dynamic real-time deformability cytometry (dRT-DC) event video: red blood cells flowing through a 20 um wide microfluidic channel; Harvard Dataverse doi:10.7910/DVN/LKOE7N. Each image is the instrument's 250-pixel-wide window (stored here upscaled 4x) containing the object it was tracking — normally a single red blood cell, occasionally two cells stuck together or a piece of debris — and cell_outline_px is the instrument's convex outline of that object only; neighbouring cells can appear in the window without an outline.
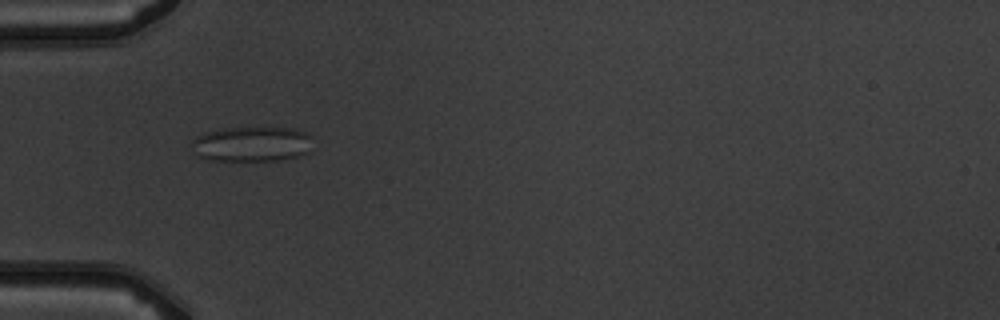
{"species": "common noctule bat (a hibernating species)", "species_latin": "Nyctalus noctula", "temperature_condition": "warm", "stored_images_in_passage": 4, "camera_frame_rate_fps": 3000, "um_per_image_px": 0.085, "animal": {"sex": "male", "body_mass_g": 19.5, "forearm_length_mm": 54.6}, "frame": {"image": 1, "passage_image": 1, "time_ms": 0.0, "image_size_px": [1000, 320], "cell_outline_px": [[312, 136], [308, 152], [296, 156], [276, 160], [208, 160], [196, 156], [192, 144], [192, 140], [196, 136], [204, 132], [224, 128], [296, 128], [308, 132]], "centroid_in_image_um": [21.38, 12.23], "position_along_channel_um": 63.6, "area_um2": 24.74}}
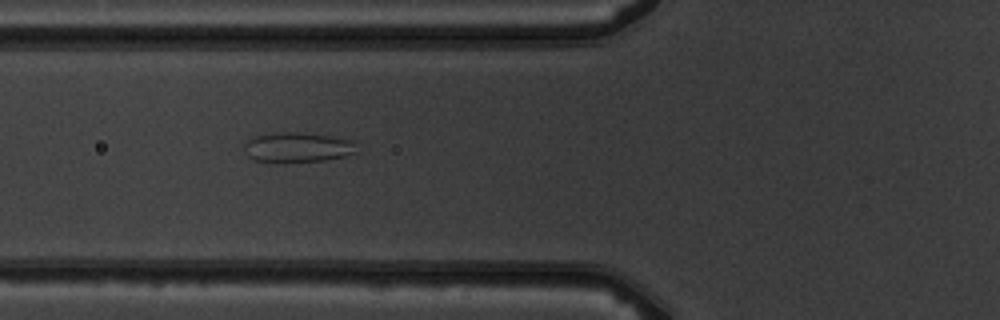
{"frame": {"image": 2, "passage_image": 2, "time_ms": 1.0, "image_size_px": [1000, 320], "cell_outline_px": [[360, 152], [344, 156], [324, 160], [284, 164], [252, 160], [244, 152], [244, 144], [248, 140], [256, 136], [276, 132], [304, 132], [352, 140]], "centroid_in_image_um": [25.27, 12.55], "position_along_channel_um": 100.5, "area_um2": 20.17}}
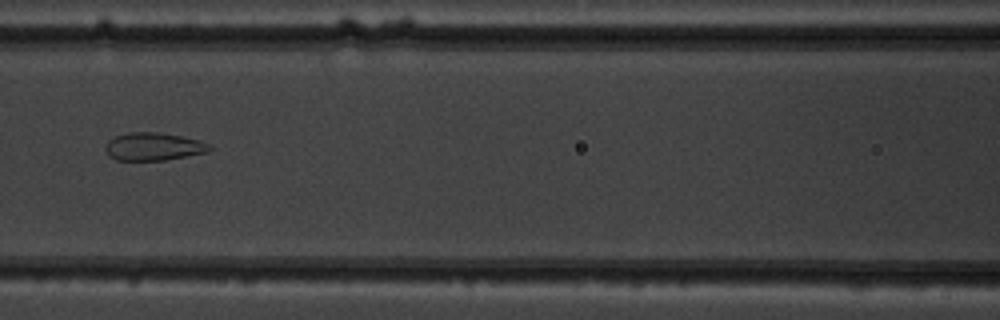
{"frame": {"image": 3, "passage_image": 3, "time_ms": 2.333, "image_size_px": [1000, 320], "cell_outline_px": [[212, 148], [208, 152], [164, 160], [116, 160], [108, 156], [104, 148], [108, 140], [112, 136], [128, 132], [160, 132], [200, 140], [212, 144]], "centroid_in_image_um": [13.03, 12.45], "position_along_channel_um": 153.6, "area_um2": 17.17}}